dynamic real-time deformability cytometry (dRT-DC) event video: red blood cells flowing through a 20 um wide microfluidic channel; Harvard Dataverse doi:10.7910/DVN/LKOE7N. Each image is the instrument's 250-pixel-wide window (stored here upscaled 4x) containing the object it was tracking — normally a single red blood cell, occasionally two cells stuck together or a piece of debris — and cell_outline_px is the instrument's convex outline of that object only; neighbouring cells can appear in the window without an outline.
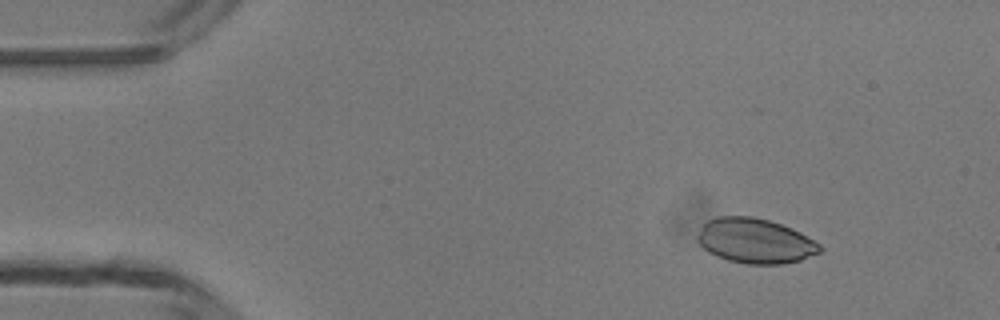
{"species": "common noctule bat (a hibernating species)", "species_latin": "Nyctalus noctula", "temperature_condition": "room temperature", "stored_images_in_passage": 5, "camera_frame_rate_fps": 3000, "um_per_image_px": 0.085, "animal": {"sex": "male", "body_mass_g": 13.3}, "frame": {"image": 1, "passage_image": 2, "time_ms": 1.333, "image_size_px": [1000, 320], "cell_outline_px": [[824, 248], [820, 252], [800, 260], [780, 264], [748, 264], [728, 260], [716, 256], [708, 252], [700, 244], [700, 232], [704, 224], [708, 220], [720, 216], [752, 216], [768, 220], [780, 224], [800, 232], [820, 244]], "centroid_in_image_um": [64.22, 20.48], "position_along_channel_um": 20.8, "area_um2": 31.62}}